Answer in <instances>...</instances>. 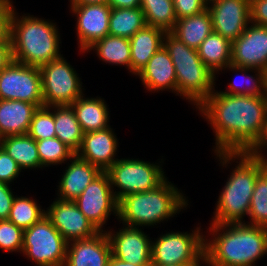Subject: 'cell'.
<instances>
[{"instance_id":"1","label":"cell","mask_w":267,"mask_h":266,"mask_svg":"<svg viewBox=\"0 0 267 266\" xmlns=\"http://www.w3.org/2000/svg\"><path fill=\"white\" fill-rule=\"evenodd\" d=\"M215 134L213 152H253L267 129L264 95H231L214 89L197 108Z\"/></svg>"},{"instance_id":"2","label":"cell","mask_w":267,"mask_h":266,"mask_svg":"<svg viewBox=\"0 0 267 266\" xmlns=\"http://www.w3.org/2000/svg\"><path fill=\"white\" fill-rule=\"evenodd\" d=\"M204 235L205 266H255L267 255V227L245 222L210 223Z\"/></svg>"},{"instance_id":"3","label":"cell","mask_w":267,"mask_h":266,"mask_svg":"<svg viewBox=\"0 0 267 266\" xmlns=\"http://www.w3.org/2000/svg\"><path fill=\"white\" fill-rule=\"evenodd\" d=\"M214 153L222 167L226 168L233 162L237 165L235 164L220 192L211 223L245 222L243 218L249 215L256 179L267 165L254 152L216 151Z\"/></svg>"},{"instance_id":"4","label":"cell","mask_w":267,"mask_h":266,"mask_svg":"<svg viewBox=\"0 0 267 266\" xmlns=\"http://www.w3.org/2000/svg\"><path fill=\"white\" fill-rule=\"evenodd\" d=\"M15 10L10 34L14 61L40 67L63 55L60 53L62 42L56 23L25 13L20 16Z\"/></svg>"},{"instance_id":"5","label":"cell","mask_w":267,"mask_h":266,"mask_svg":"<svg viewBox=\"0 0 267 266\" xmlns=\"http://www.w3.org/2000/svg\"><path fill=\"white\" fill-rule=\"evenodd\" d=\"M184 195L176 185L166 179L153 190L121 198L118 203L117 220L122 225L138 228L161 224L175 217L189 205Z\"/></svg>"},{"instance_id":"6","label":"cell","mask_w":267,"mask_h":266,"mask_svg":"<svg viewBox=\"0 0 267 266\" xmlns=\"http://www.w3.org/2000/svg\"><path fill=\"white\" fill-rule=\"evenodd\" d=\"M174 64L177 95L197 109L214 91L216 76L204 65L197 49L188 47L170 32L163 39Z\"/></svg>"},{"instance_id":"7","label":"cell","mask_w":267,"mask_h":266,"mask_svg":"<svg viewBox=\"0 0 267 266\" xmlns=\"http://www.w3.org/2000/svg\"><path fill=\"white\" fill-rule=\"evenodd\" d=\"M161 162L164 163L162 159L151 163L139 158H121L114 162L106 172L116 199L119 201L126 195L150 191L161 185L167 179Z\"/></svg>"},{"instance_id":"8","label":"cell","mask_w":267,"mask_h":266,"mask_svg":"<svg viewBox=\"0 0 267 266\" xmlns=\"http://www.w3.org/2000/svg\"><path fill=\"white\" fill-rule=\"evenodd\" d=\"M201 226L192 232H166L152 240L151 264L204 265V235Z\"/></svg>"},{"instance_id":"9","label":"cell","mask_w":267,"mask_h":266,"mask_svg":"<svg viewBox=\"0 0 267 266\" xmlns=\"http://www.w3.org/2000/svg\"><path fill=\"white\" fill-rule=\"evenodd\" d=\"M68 242L46 215L23 233L22 254L36 266H64Z\"/></svg>"},{"instance_id":"10","label":"cell","mask_w":267,"mask_h":266,"mask_svg":"<svg viewBox=\"0 0 267 266\" xmlns=\"http://www.w3.org/2000/svg\"><path fill=\"white\" fill-rule=\"evenodd\" d=\"M39 69L44 106L71 105L84 94L79 74L63 55Z\"/></svg>"},{"instance_id":"11","label":"cell","mask_w":267,"mask_h":266,"mask_svg":"<svg viewBox=\"0 0 267 266\" xmlns=\"http://www.w3.org/2000/svg\"><path fill=\"white\" fill-rule=\"evenodd\" d=\"M0 99L20 100L44 106L39 67L12 60L0 71Z\"/></svg>"},{"instance_id":"12","label":"cell","mask_w":267,"mask_h":266,"mask_svg":"<svg viewBox=\"0 0 267 266\" xmlns=\"http://www.w3.org/2000/svg\"><path fill=\"white\" fill-rule=\"evenodd\" d=\"M79 210L99 231L113 214L118 219V203L112 190L109 175L103 171L74 200Z\"/></svg>"},{"instance_id":"13","label":"cell","mask_w":267,"mask_h":266,"mask_svg":"<svg viewBox=\"0 0 267 266\" xmlns=\"http://www.w3.org/2000/svg\"><path fill=\"white\" fill-rule=\"evenodd\" d=\"M112 8L107 3L70 4V12L76 16V34L80 52L84 53L95 41L109 35Z\"/></svg>"},{"instance_id":"14","label":"cell","mask_w":267,"mask_h":266,"mask_svg":"<svg viewBox=\"0 0 267 266\" xmlns=\"http://www.w3.org/2000/svg\"><path fill=\"white\" fill-rule=\"evenodd\" d=\"M207 9L212 18L214 32L231 43L251 23L249 0H214L208 3Z\"/></svg>"},{"instance_id":"15","label":"cell","mask_w":267,"mask_h":266,"mask_svg":"<svg viewBox=\"0 0 267 266\" xmlns=\"http://www.w3.org/2000/svg\"><path fill=\"white\" fill-rule=\"evenodd\" d=\"M46 217L68 243L91 238L100 232L79 210L74 201L56 198L47 207Z\"/></svg>"},{"instance_id":"16","label":"cell","mask_w":267,"mask_h":266,"mask_svg":"<svg viewBox=\"0 0 267 266\" xmlns=\"http://www.w3.org/2000/svg\"><path fill=\"white\" fill-rule=\"evenodd\" d=\"M105 232L111 244L114 257L134 265H150L152 239L142 228L123 226L119 231Z\"/></svg>"},{"instance_id":"17","label":"cell","mask_w":267,"mask_h":266,"mask_svg":"<svg viewBox=\"0 0 267 266\" xmlns=\"http://www.w3.org/2000/svg\"><path fill=\"white\" fill-rule=\"evenodd\" d=\"M231 64L264 71L267 68V26L250 23L232 43Z\"/></svg>"},{"instance_id":"18","label":"cell","mask_w":267,"mask_h":266,"mask_svg":"<svg viewBox=\"0 0 267 266\" xmlns=\"http://www.w3.org/2000/svg\"><path fill=\"white\" fill-rule=\"evenodd\" d=\"M116 137L111 126L103 130L84 133L81 146L75 154L102 171H107L118 160L115 158L119 147Z\"/></svg>"},{"instance_id":"19","label":"cell","mask_w":267,"mask_h":266,"mask_svg":"<svg viewBox=\"0 0 267 266\" xmlns=\"http://www.w3.org/2000/svg\"><path fill=\"white\" fill-rule=\"evenodd\" d=\"M111 255L107 233L100 231L91 238L69 242L64 266H107Z\"/></svg>"},{"instance_id":"20","label":"cell","mask_w":267,"mask_h":266,"mask_svg":"<svg viewBox=\"0 0 267 266\" xmlns=\"http://www.w3.org/2000/svg\"><path fill=\"white\" fill-rule=\"evenodd\" d=\"M149 92L172 91L177 95V80L174 64L168 51L162 46L148 63L136 74Z\"/></svg>"},{"instance_id":"21","label":"cell","mask_w":267,"mask_h":266,"mask_svg":"<svg viewBox=\"0 0 267 266\" xmlns=\"http://www.w3.org/2000/svg\"><path fill=\"white\" fill-rule=\"evenodd\" d=\"M66 163V170L59 181L57 197L60 200L74 201L84 189L103 171L74 154Z\"/></svg>"},{"instance_id":"22","label":"cell","mask_w":267,"mask_h":266,"mask_svg":"<svg viewBox=\"0 0 267 266\" xmlns=\"http://www.w3.org/2000/svg\"><path fill=\"white\" fill-rule=\"evenodd\" d=\"M37 109L26 101L0 99V138L27 134Z\"/></svg>"},{"instance_id":"23","label":"cell","mask_w":267,"mask_h":266,"mask_svg":"<svg viewBox=\"0 0 267 266\" xmlns=\"http://www.w3.org/2000/svg\"><path fill=\"white\" fill-rule=\"evenodd\" d=\"M166 32L153 27L145 26L137 31L130 39V73L136 75L163 46Z\"/></svg>"},{"instance_id":"24","label":"cell","mask_w":267,"mask_h":266,"mask_svg":"<svg viewBox=\"0 0 267 266\" xmlns=\"http://www.w3.org/2000/svg\"><path fill=\"white\" fill-rule=\"evenodd\" d=\"M84 95L70 105L83 133L110 127L109 109L104 98L84 97Z\"/></svg>"},{"instance_id":"25","label":"cell","mask_w":267,"mask_h":266,"mask_svg":"<svg viewBox=\"0 0 267 266\" xmlns=\"http://www.w3.org/2000/svg\"><path fill=\"white\" fill-rule=\"evenodd\" d=\"M213 31L212 18L205 9L193 16L177 19L170 33L188 47L197 49Z\"/></svg>"},{"instance_id":"26","label":"cell","mask_w":267,"mask_h":266,"mask_svg":"<svg viewBox=\"0 0 267 266\" xmlns=\"http://www.w3.org/2000/svg\"><path fill=\"white\" fill-rule=\"evenodd\" d=\"M231 52L232 43L214 31L197 48L200 59L215 76L231 64Z\"/></svg>"},{"instance_id":"27","label":"cell","mask_w":267,"mask_h":266,"mask_svg":"<svg viewBox=\"0 0 267 266\" xmlns=\"http://www.w3.org/2000/svg\"><path fill=\"white\" fill-rule=\"evenodd\" d=\"M0 146L25 169H40L36 140L28 134L12 135L0 138Z\"/></svg>"},{"instance_id":"28","label":"cell","mask_w":267,"mask_h":266,"mask_svg":"<svg viewBox=\"0 0 267 266\" xmlns=\"http://www.w3.org/2000/svg\"><path fill=\"white\" fill-rule=\"evenodd\" d=\"M95 51L99 60L109 65L126 66L130 72V41L128 38H123L114 35H107L104 38L95 41L84 52L90 53Z\"/></svg>"},{"instance_id":"29","label":"cell","mask_w":267,"mask_h":266,"mask_svg":"<svg viewBox=\"0 0 267 266\" xmlns=\"http://www.w3.org/2000/svg\"><path fill=\"white\" fill-rule=\"evenodd\" d=\"M56 137L75 153L80 148L83 131L70 105L54 106Z\"/></svg>"},{"instance_id":"30","label":"cell","mask_w":267,"mask_h":266,"mask_svg":"<svg viewBox=\"0 0 267 266\" xmlns=\"http://www.w3.org/2000/svg\"><path fill=\"white\" fill-rule=\"evenodd\" d=\"M145 26L144 13L140 7L112 8L109 21V35L130 39Z\"/></svg>"},{"instance_id":"31","label":"cell","mask_w":267,"mask_h":266,"mask_svg":"<svg viewBox=\"0 0 267 266\" xmlns=\"http://www.w3.org/2000/svg\"><path fill=\"white\" fill-rule=\"evenodd\" d=\"M147 26L159 28L166 33L173 30L177 21L173 0H141Z\"/></svg>"},{"instance_id":"32","label":"cell","mask_w":267,"mask_h":266,"mask_svg":"<svg viewBox=\"0 0 267 266\" xmlns=\"http://www.w3.org/2000/svg\"><path fill=\"white\" fill-rule=\"evenodd\" d=\"M224 71L240 72L242 74L241 78H244L241 82L234 79L230 82L228 88L221 93L231 94V95H264V72L257 69L240 67L236 65L229 64L223 69ZM248 72H254L255 75H250ZM239 77V76H238ZM245 81V82H244ZM240 82V83H237ZM245 84V85H244ZM229 89V90H228Z\"/></svg>"},{"instance_id":"33","label":"cell","mask_w":267,"mask_h":266,"mask_svg":"<svg viewBox=\"0 0 267 266\" xmlns=\"http://www.w3.org/2000/svg\"><path fill=\"white\" fill-rule=\"evenodd\" d=\"M41 207L32 197L16 194L7 220L23 230L28 229L46 215V210Z\"/></svg>"},{"instance_id":"34","label":"cell","mask_w":267,"mask_h":266,"mask_svg":"<svg viewBox=\"0 0 267 266\" xmlns=\"http://www.w3.org/2000/svg\"><path fill=\"white\" fill-rule=\"evenodd\" d=\"M40 168L66 163L75 152L57 137L36 141Z\"/></svg>"},{"instance_id":"35","label":"cell","mask_w":267,"mask_h":266,"mask_svg":"<svg viewBox=\"0 0 267 266\" xmlns=\"http://www.w3.org/2000/svg\"><path fill=\"white\" fill-rule=\"evenodd\" d=\"M248 216L245 223L267 227V167L256 179Z\"/></svg>"},{"instance_id":"36","label":"cell","mask_w":267,"mask_h":266,"mask_svg":"<svg viewBox=\"0 0 267 266\" xmlns=\"http://www.w3.org/2000/svg\"><path fill=\"white\" fill-rule=\"evenodd\" d=\"M27 134L36 141L56 137L54 106L39 107L35 111Z\"/></svg>"},{"instance_id":"37","label":"cell","mask_w":267,"mask_h":266,"mask_svg":"<svg viewBox=\"0 0 267 266\" xmlns=\"http://www.w3.org/2000/svg\"><path fill=\"white\" fill-rule=\"evenodd\" d=\"M24 230L9 220L0 221V249L4 252L22 253Z\"/></svg>"},{"instance_id":"38","label":"cell","mask_w":267,"mask_h":266,"mask_svg":"<svg viewBox=\"0 0 267 266\" xmlns=\"http://www.w3.org/2000/svg\"><path fill=\"white\" fill-rule=\"evenodd\" d=\"M21 171L18 163L0 146V182L12 184Z\"/></svg>"},{"instance_id":"39","label":"cell","mask_w":267,"mask_h":266,"mask_svg":"<svg viewBox=\"0 0 267 266\" xmlns=\"http://www.w3.org/2000/svg\"><path fill=\"white\" fill-rule=\"evenodd\" d=\"M12 0H0V44H11V19L15 6Z\"/></svg>"},{"instance_id":"40","label":"cell","mask_w":267,"mask_h":266,"mask_svg":"<svg viewBox=\"0 0 267 266\" xmlns=\"http://www.w3.org/2000/svg\"><path fill=\"white\" fill-rule=\"evenodd\" d=\"M177 19L190 17L207 9L205 0H173Z\"/></svg>"},{"instance_id":"41","label":"cell","mask_w":267,"mask_h":266,"mask_svg":"<svg viewBox=\"0 0 267 266\" xmlns=\"http://www.w3.org/2000/svg\"><path fill=\"white\" fill-rule=\"evenodd\" d=\"M250 1V20L256 25L267 26V0Z\"/></svg>"},{"instance_id":"42","label":"cell","mask_w":267,"mask_h":266,"mask_svg":"<svg viewBox=\"0 0 267 266\" xmlns=\"http://www.w3.org/2000/svg\"><path fill=\"white\" fill-rule=\"evenodd\" d=\"M10 187V184L0 182V221L8 219L15 197Z\"/></svg>"},{"instance_id":"43","label":"cell","mask_w":267,"mask_h":266,"mask_svg":"<svg viewBox=\"0 0 267 266\" xmlns=\"http://www.w3.org/2000/svg\"><path fill=\"white\" fill-rule=\"evenodd\" d=\"M12 60L13 57L11 44H0V71L4 69Z\"/></svg>"},{"instance_id":"44","label":"cell","mask_w":267,"mask_h":266,"mask_svg":"<svg viewBox=\"0 0 267 266\" xmlns=\"http://www.w3.org/2000/svg\"><path fill=\"white\" fill-rule=\"evenodd\" d=\"M107 4L111 8H135L140 7L141 0H108Z\"/></svg>"},{"instance_id":"45","label":"cell","mask_w":267,"mask_h":266,"mask_svg":"<svg viewBox=\"0 0 267 266\" xmlns=\"http://www.w3.org/2000/svg\"><path fill=\"white\" fill-rule=\"evenodd\" d=\"M265 149H267V129H266V133H265L263 140L256 147V149L253 151L256 154V156L267 165V156H266L267 150H265ZM265 151H266V153H265ZM264 153L266 155H264Z\"/></svg>"},{"instance_id":"46","label":"cell","mask_w":267,"mask_h":266,"mask_svg":"<svg viewBox=\"0 0 267 266\" xmlns=\"http://www.w3.org/2000/svg\"><path fill=\"white\" fill-rule=\"evenodd\" d=\"M107 266H149V265H134L132 263L124 262L118 259L117 257H114L113 255H111Z\"/></svg>"},{"instance_id":"47","label":"cell","mask_w":267,"mask_h":266,"mask_svg":"<svg viewBox=\"0 0 267 266\" xmlns=\"http://www.w3.org/2000/svg\"><path fill=\"white\" fill-rule=\"evenodd\" d=\"M70 4H98L107 3L108 0H68Z\"/></svg>"},{"instance_id":"48","label":"cell","mask_w":267,"mask_h":266,"mask_svg":"<svg viewBox=\"0 0 267 266\" xmlns=\"http://www.w3.org/2000/svg\"><path fill=\"white\" fill-rule=\"evenodd\" d=\"M264 72V96L267 98V68Z\"/></svg>"},{"instance_id":"49","label":"cell","mask_w":267,"mask_h":266,"mask_svg":"<svg viewBox=\"0 0 267 266\" xmlns=\"http://www.w3.org/2000/svg\"><path fill=\"white\" fill-rule=\"evenodd\" d=\"M149 266H204V265H155V264H150Z\"/></svg>"},{"instance_id":"50","label":"cell","mask_w":267,"mask_h":266,"mask_svg":"<svg viewBox=\"0 0 267 266\" xmlns=\"http://www.w3.org/2000/svg\"><path fill=\"white\" fill-rule=\"evenodd\" d=\"M205 1H206V2H207V4H208V3H210L211 1H214V0H205Z\"/></svg>"}]
</instances>
